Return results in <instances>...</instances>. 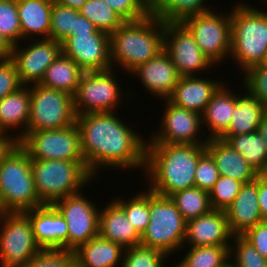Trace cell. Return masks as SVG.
<instances>
[{
	"label": "cell",
	"mask_w": 267,
	"mask_h": 267,
	"mask_svg": "<svg viewBox=\"0 0 267 267\" xmlns=\"http://www.w3.org/2000/svg\"><path fill=\"white\" fill-rule=\"evenodd\" d=\"M225 211L233 236H242L263 221L258 204V176L255 181L242 186L235 200Z\"/></svg>",
	"instance_id": "44dd1931"
},
{
	"label": "cell",
	"mask_w": 267,
	"mask_h": 267,
	"mask_svg": "<svg viewBox=\"0 0 267 267\" xmlns=\"http://www.w3.org/2000/svg\"><path fill=\"white\" fill-rule=\"evenodd\" d=\"M22 86L14 61L10 57L0 58V101Z\"/></svg>",
	"instance_id": "bcb514c9"
},
{
	"label": "cell",
	"mask_w": 267,
	"mask_h": 267,
	"mask_svg": "<svg viewBox=\"0 0 267 267\" xmlns=\"http://www.w3.org/2000/svg\"><path fill=\"white\" fill-rule=\"evenodd\" d=\"M31 89L23 85L0 101V131L18 130L19 139L26 134L30 118Z\"/></svg>",
	"instance_id": "83f0119b"
},
{
	"label": "cell",
	"mask_w": 267,
	"mask_h": 267,
	"mask_svg": "<svg viewBox=\"0 0 267 267\" xmlns=\"http://www.w3.org/2000/svg\"><path fill=\"white\" fill-rule=\"evenodd\" d=\"M222 267H236L230 260L224 264Z\"/></svg>",
	"instance_id": "6f0895ef"
},
{
	"label": "cell",
	"mask_w": 267,
	"mask_h": 267,
	"mask_svg": "<svg viewBox=\"0 0 267 267\" xmlns=\"http://www.w3.org/2000/svg\"><path fill=\"white\" fill-rule=\"evenodd\" d=\"M42 249L24 212H11L0 229V267H24Z\"/></svg>",
	"instance_id": "7c38bea8"
},
{
	"label": "cell",
	"mask_w": 267,
	"mask_h": 267,
	"mask_svg": "<svg viewBox=\"0 0 267 267\" xmlns=\"http://www.w3.org/2000/svg\"><path fill=\"white\" fill-rule=\"evenodd\" d=\"M245 93H236V105L232 113L228 130L220 137L226 140L231 135L248 134L258 131L263 116L267 113V106L259 101L246 88Z\"/></svg>",
	"instance_id": "d4e9b609"
},
{
	"label": "cell",
	"mask_w": 267,
	"mask_h": 267,
	"mask_svg": "<svg viewBox=\"0 0 267 267\" xmlns=\"http://www.w3.org/2000/svg\"><path fill=\"white\" fill-rule=\"evenodd\" d=\"M205 146L215 160L220 175L244 184L256 180L259 173L226 141L220 138H211L208 139Z\"/></svg>",
	"instance_id": "cb8c5ba5"
},
{
	"label": "cell",
	"mask_w": 267,
	"mask_h": 267,
	"mask_svg": "<svg viewBox=\"0 0 267 267\" xmlns=\"http://www.w3.org/2000/svg\"><path fill=\"white\" fill-rule=\"evenodd\" d=\"M27 131L59 129L76 123L74 96L41 84H32Z\"/></svg>",
	"instance_id": "ba28073f"
},
{
	"label": "cell",
	"mask_w": 267,
	"mask_h": 267,
	"mask_svg": "<svg viewBox=\"0 0 267 267\" xmlns=\"http://www.w3.org/2000/svg\"><path fill=\"white\" fill-rule=\"evenodd\" d=\"M83 73L84 71L71 58L61 52L46 69L39 84L74 96Z\"/></svg>",
	"instance_id": "f546056e"
},
{
	"label": "cell",
	"mask_w": 267,
	"mask_h": 267,
	"mask_svg": "<svg viewBox=\"0 0 267 267\" xmlns=\"http://www.w3.org/2000/svg\"><path fill=\"white\" fill-rule=\"evenodd\" d=\"M13 45L0 32V58L11 56Z\"/></svg>",
	"instance_id": "816d5d0a"
},
{
	"label": "cell",
	"mask_w": 267,
	"mask_h": 267,
	"mask_svg": "<svg viewBox=\"0 0 267 267\" xmlns=\"http://www.w3.org/2000/svg\"><path fill=\"white\" fill-rule=\"evenodd\" d=\"M114 68L84 72L74 95L76 116L89 113L114 112L123 96L115 78Z\"/></svg>",
	"instance_id": "30bf717a"
},
{
	"label": "cell",
	"mask_w": 267,
	"mask_h": 267,
	"mask_svg": "<svg viewBox=\"0 0 267 267\" xmlns=\"http://www.w3.org/2000/svg\"><path fill=\"white\" fill-rule=\"evenodd\" d=\"M125 22L146 18L152 13V0H103Z\"/></svg>",
	"instance_id": "7bdbcfd3"
},
{
	"label": "cell",
	"mask_w": 267,
	"mask_h": 267,
	"mask_svg": "<svg viewBox=\"0 0 267 267\" xmlns=\"http://www.w3.org/2000/svg\"><path fill=\"white\" fill-rule=\"evenodd\" d=\"M14 136V137H13ZM20 145L19 137L0 131V164Z\"/></svg>",
	"instance_id": "c3c4849f"
},
{
	"label": "cell",
	"mask_w": 267,
	"mask_h": 267,
	"mask_svg": "<svg viewBox=\"0 0 267 267\" xmlns=\"http://www.w3.org/2000/svg\"><path fill=\"white\" fill-rule=\"evenodd\" d=\"M234 150L260 173L267 161V146L258 131L231 135L225 140Z\"/></svg>",
	"instance_id": "4dcf8cb0"
},
{
	"label": "cell",
	"mask_w": 267,
	"mask_h": 267,
	"mask_svg": "<svg viewBox=\"0 0 267 267\" xmlns=\"http://www.w3.org/2000/svg\"><path fill=\"white\" fill-rule=\"evenodd\" d=\"M52 4L51 0H17L21 40L41 35V39H50Z\"/></svg>",
	"instance_id": "4316f807"
},
{
	"label": "cell",
	"mask_w": 267,
	"mask_h": 267,
	"mask_svg": "<svg viewBox=\"0 0 267 267\" xmlns=\"http://www.w3.org/2000/svg\"><path fill=\"white\" fill-rule=\"evenodd\" d=\"M220 173L215 160L206 150L199 158L195 171V186L209 192L219 179Z\"/></svg>",
	"instance_id": "ee69618b"
},
{
	"label": "cell",
	"mask_w": 267,
	"mask_h": 267,
	"mask_svg": "<svg viewBox=\"0 0 267 267\" xmlns=\"http://www.w3.org/2000/svg\"><path fill=\"white\" fill-rule=\"evenodd\" d=\"M182 22L213 65L231 54V13L224 15L209 11L188 16Z\"/></svg>",
	"instance_id": "8fae6325"
},
{
	"label": "cell",
	"mask_w": 267,
	"mask_h": 267,
	"mask_svg": "<svg viewBox=\"0 0 267 267\" xmlns=\"http://www.w3.org/2000/svg\"><path fill=\"white\" fill-rule=\"evenodd\" d=\"M262 67L267 68V52L264 61L261 64Z\"/></svg>",
	"instance_id": "680465c9"
},
{
	"label": "cell",
	"mask_w": 267,
	"mask_h": 267,
	"mask_svg": "<svg viewBox=\"0 0 267 267\" xmlns=\"http://www.w3.org/2000/svg\"><path fill=\"white\" fill-rule=\"evenodd\" d=\"M243 88L267 106V68L256 65L244 72Z\"/></svg>",
	"instance_id": "f6af8a7d"
},
{
	"label": "cell",
	"mask_w": 267,
	"mask_h": 267,
	"mask_svg": "<svg viewBox=\"0 0 267 267\" xmlns=\"http://www.w3.org/2000/svg\"><path fill=\"white\" fill-rule=\"evenodd\" d=\"M11 212L6 208L4 203L0 200V225L4 224V221L6 217L10 214ZM2 228V226L0 227Z\"/></svg>",
	"instance_id": "11a10c76"
},
{
	"label": "cell",
	"mask_w": 267,
	"mask_h": 267,
	"mask_svg": "<svg viewBox=\"0 0 267 267\" xmlns=\"http://www.w3.org/2000/svg\"><path fill=\"white\" fill-rule=\"evenodd\" d=\"M81 192L66 196L53 204L67 222L70 251H75L82 244L99 236L100 210Z\"/></svg>",
	"instance_id": "5bb4252c"
},
{
	"label": "cell",
	"mask_w": 267,
	"mask_h": 267,
	"mask_svg": "<svg viewBox=\"0 0 267 267\" xmlns=\"http://www.w3.org/2000/svg\"><path fill=\"white\" fill-rule=\"evenodd\" d=\"M260 174H261L265 179H267V161H266V164H265L263 170L260 172Z\"/></svg>",
	"instance_id": "9f6ffc18"
},
{
	"label": "cell",
	"mask_w": 267,
	"mask_h": 267,
	"mask_svg": "<svg viewBox=\"0 0 267 267\" xmlns=\"http://www.w3.org/2000/svg\"><path fill=\"white\" fill-rule=\"evenodd\" d=\"M258 204L263 221H267V179L258 174Z\"/></svg>",
	"instance_id": "681fc988"
},
{
	"label": "cell",
	"mask_w": 267,
	"mask_h": 267,
	"mask_svg": "<svg viewBox=\"0 0 267 267\" xmlns=\"http://www.w3.org/2000/svg\"><path fill=\"white\" fill-rule=\"evenodd\" d=\"M235 105L236 93L222 83L201 114L202 125L211 133L207 139L220 138L228 130Z\"/></svg>",
	"instance_id": "484cf974"
},
{
	"label": "cell",
	"mask_w": 267,
	"mask_h": 267,
	"mask_svg": "<svg viewBox=\"0 0 267 267\" xmlns=\"http://www.w3.org/2000/svg\"><path fill=\"white\" fill-rule=\"evenodd\" d=\"M206 143H146L145 176L149 190L161 196L195 186V171Z\"/></svg>",
	"instance_id": "7a4b0ae2"
},
{
	"label": "cell",
	"mask_w": 267,
	"mask_h": 267,
	"mask_svg": "<svg viewBox=\"0 0 267 267\" xmlns=\"http://www.w3.org/2000/svg\"><path fill=\"white\" fill-rule=\"evenodd\" d=\"M110 48L112 68L118 64L131 74L164 50V22L153 13L125 22L110 35Z\"/></svg>",
	"instance_id": "3957f363"
},
{
	"label": "cell",
	"mask_w": 267,
	"mask_h": 267,
	"mask_svg": "<svg viewBox=\"0 0 267 267\" xmlns=\"http://www.w3.org/2000/svg\"><path fill=\"white\" fill-rule=\"evenodd\" d=\"M168 255L141 244L124 250L121 267H164Z\"/></svg>",
	"instance_id": "8d00e7d4"
},
{
	"label": "cell",
	"mask_w": 267,
	"mask_h": 267,
	"mask_svg": "<svg viewBox=\"0 0 267 267\" xmlns=\"http://www.w3.org/2000/svg\"><path fill=\"white\" fill-rule=\"evenodd\" d=\"M30 45H13L10 58L14 61L22 85L39 84L46 69L60 55L61 43L53 39H33ZM30 83V84H29Z\"/></svg>",
	"instance_id": "e0dca14e"
},
{
	"label": "cell",
	"mask_w": 267,
	"mask_h": 267,
	"mask_svg": "<svg viewBox=\"0 0 267 267\" xmlns=\"http://www.w3.org/2000/svg\"><path fill=\"white\" fill-rule=\"evenodd\" d=\"M24 267H78L74 251L42 249Z\"/></svg>",
	"instance_id": "b9f144b4"
},
{
	"label": "cell",
	"mask_w": 267,
	"mask_h": 267,
	"mask_svg": "<svg viewBox=\"0 0 267 267\" xmlns=\"http://www.w3.org/2000/svg\"><path fill=\"white\" fill-rule=\"evenodd\" d=\"M0 32L12 44H20L21 25L17 0H0Z\"/></svg>",
	"instance_id": "60d3db41"
},
{
	"label": "cell",
	"mask_w": 267,
	"mask_h": 267,
	"mask_svg": "<svg viewBox=\"0 0 267 267\" xmlns=\"http://www.w3.org/2000/svg\"><path fill=\"white\" fill-rule=\"evenodd\" d=\"M61 50L84 72L104 71L112 68L110 35L103 31L69 35L61 43Z\"/></svg>",
	"instance_id": "9a60e30c"
},
{
	"label": "cell",
	"mask_w": 267,
	"mask_h": 267,
	"mask_svg": "<svg viewBox=\"0 0 267 267\" xmlns=\"http://www.w3.org/2000/svg\"><path fill=\"white\" fill-rule=\"evenodd\" d=\"M206 0H152V13L163 22H182L186 17L206 13Z\"/></svg>",
	"instance_id": "1f68e13d"
},
{
	"label": "cell",
	"mask_w": 267,
	"mask_h": 267,
	"mask_svg": "<svg viewBox=\"0 0 267 267\" xmlns=\"http://www.w3.org/2000/svg\"><path fill=\"white\" fill-rule=\"evenodd\" d=\"M24 213L31 221L36 243L41 249L68 250L67 222L53 205H43Z\"/></svg>",
	"instance_id": "ac0fdd59"
},
{
	"label": "cell",
	"mask_w": 267,
	"mask_h": 267,
	"mask_svg": "<svg viewBox=\"0 0 267 267\" xmlns=\"http://www.w3.org/2000/svg\"><path fill=\"white\" fill-rule=\"evenodd\" d=\"M81 149L89 172L97 176L101 167L145 170L146 143L115 112L82 114L76 117Z\"/></svg>",
	"instance_id": "6da1fadb"
},
{
	"label": "cell",
	"mask_w": 267,
	"mask_h": 267,
	"mask_svg": "<svg viewBox=\"0 0 267 267\" xmlns=\"http://www.w3.org/2000/svg\"><path fill=\"white\" fill-rule=\"evenodd\" d=\"M158 132L151 134L147 143L197 144L207 143L208 139H199L201 131V114L173 105L167 99ZM204 139V140H202Z\"/></svg>",
	"instance_id": "2e32d148"
},
{
	"label": "cell",
	"mask_w": 267,
	"mask_h": 267,
	"mask_svg": "<svg viewBox=\"0 0 267 267\" xmlns=\"http://www.w3.org/2000/svg\"><path fill=\"white\" fill-rule=\"evenodd\" d=\"M99 236L119 243L124 249L141 243V235L129 222L125 211L114 200L100 210Z\"/></svg>",
	"instance_id": "603a6c76"
},
{
	"label": "cell",
	"mask_w": 267,
	"mask_h": 267,
	"mask_svg": "<svg viewBox=\"0 0 267 267\" xmlns=\"http://www.w3.org/2000/svg\"><path fill=\"white\" fill-rule=\"evenodd\" d=\"M0 200L10 212L41 207L28 153L19 145L0 164Z\"/></svg>",
	"instance_id": "52a82bcc"
},
{
	"label": "cell",
	"mask_w": 267,
	"mask_h": 267,
	"mask_svg": "<svg viewBox=\"0 0 267 267\" xmlns=\"http://www.w3.org/2000/svg\"><path fill=\"white\" fill-rule=\"evenodd\" d=\"M234 9V10H233ZM231 11L232 60L246 71L261 65L267 52V11L239 2Z\"/></svg>",
	"instance_id": "277c9868"
},
{
	"label": "cell",
	"mask_w": 267,
	"mask_h": 267,
	"mask_svg": "<svg viewBox=\"0 0 267 267\" xmlns=\"http://www.w3.org/2000/svg\"><path fill=\"white\" fill-rule=\"evenodd\" d=\"M232 239L235 244L230 245L229 256L236 267H267V259L248 240L243 236H233Z\"/></svg>",
	"instance_id": "ab89813d"
},
{
	"label": "cell",
	"mask_w": 267,
	"mask_h": 267,
	"mask_svg": "<svg viewBox=\"0 0 267 267\" xmlns=\"http://www.w3.org/2000/svg\"><path fill=\"white\" fill-rule=\"evenodd\" d=\"M230 246L190 247L176 267H222L230 260Z\"/></svg>",
	"instance_id": "836d02e7"
},
{
	"label": "cell",
	"mask_w": 267,
	"mask_h": 267,
	"mask_svg": "<svg viewBox=\"0 0 267 267\" xmlns=\"http://www.w3.org/2000/svg\"><path fill=\"white\" fill-rule=\"evenodd\" d=\"M221 81L199 76H182L167 100L175 106L202 114Z\"/></svg>",
	"instance_id": "7402d4cb"
},
{
	"label": "cell",
	"mask_w": 267,
	"mask_h": 267,
	"mask_svg": "<svg viewBox=\"0 0 267 267\" xmlns=\"http://www.w3.org/2000/svg\"><path fill=\"white\" fill-rule=\"evenodd\" d=\"M242 236L248 240L264 258L267 259V221H261Z\"/></svg>",
	"instance_id": "7dc6e473"
},
{
	"label": "cell",
	"mask_w": 267,
	"mask_h": 267,
	"mask_svg": "<svg viewBox=\"0 0 267 267\" xmlns=\"http://www.w3.org/2000/svg\"><path fill=\"white\" fill-rule=\"evenodd\" d=\"M232 237L226 211L211 210L205 215L186 221L184 243H189L190 247L230 246Z\"/></svg>",
	"instance_id": "d6986e66"
},
{
	"label": "cell",
	"mask_w": 267,
	"mask_h": 267,
	"mask_svg": "<svg viewBox=\"0 0 267 267\" xmlns=\"http://www.w3.org/2000/svg\"><path fill=\"white\" fill-rule=\"evenodd\" d=\"M124 250L119 243L97 236L79 246L74 254L78 267H116L122 266Z\"/></svg>",
	"instance_id": "f1b7e54d"
},
{
	"label": "cell",
	"mask_w": 267,
	"mask_h": 267,
	"mask_svg": "<svg viewBox=\"0 0 267 267\" xmlns=\"http://www.w3.org/2000/svg\"><path fill=\"white\" fill-rule=\"evenodd\" d=\"M53 3L80 10L87 0H51Z\"/></svg>",
	"instance_id": "f5cc1de1"
},
{
	"label": "cell",
	"mask_w": 267,
	"mask_h": 267,
	"mask_svg": "<svg viewBox=\"0 0 267 267\" xmlns=\"http://www.w3.org/2000/svg\"><path fill=\"white\" fill-rule=\"evenodd\" d=\"M79 14L91 21L98 30L109 35L125 23L103 0H87Z\"/></svg>",
	"instance_id": "e575fe53"
},
{
	"label": "cell",
	"mask_w": 267,
	"mask_h": 267,
	"mask_svg": "<svg viewBox=\"0 0 267 267\" xmlns=\"http://www.w3.org/2000/svg\"><path fill=\"white\" fill-rule=\"evenodd\" d=\"M183 218L188 221L209 213L212 208L209 192L196 186L178 191L170 196Z\"/></svg>",
	"instance_id": "d6a6232c"
},
{
	"label": "cell",
	"mask_w": 267,
	"mask_h": 267,
	"mask_svg": "<svg viewBox=\"0 0 267 267\" xmlns=\"http://www.w3.org/2000/svg\"><path fill=\"white\" fill-rule=\"evenodd\" d=\"M31 168L43 205H53L59 199L79 193L94 177L85 161L31 160Z\"/></svg>",
	"instance_id": "5b68a950"
},
{
	"label": "cell",
	"mask_w": 267,
	"mask_h": 267,
	"mask_svg": "<svg viewBox=\"0 0 267 267\" xmlns=\"http://www.w3.org/2000/svg\"><path fill=\"white\" fill-rule=\"evenodd\" d=\"M258 132L261 134L267 146V113L263 116L262 121L260 122Z\"/></svg>",
	"instance_id": "db71d44e"
},
{
	"label": "cell",
	"mask_w": 267,
	"mask_h": 267,
	"mask_svg": "<svg viewBox=\"0 0 267 267\" xmlns=\"http://www.w3.org/2000/svg\"><path fill=\"white\" fill-rule=\"evenodd\" d=\"M20 146L31 160L85 161L77 124L59 129L27 131Z\"/></svg>",
	"instance_id": "9c48e42d"
},
{
	"label": "cell",
	"mask_w": 267,
	"mask_h": 267,
	"mask_svg": "<svg viewBox=\"0 0 267 267\" xmlns=\"http://www.w3.org/2000/svg\"><path fill=\"white\" fill-rule=\"evenodd\" d=\"M131 73L142 81L143 87L151 95L157 96L163 101L172 94L181 77L172 59L164 50Z\"/></svg>",
	"instance_id": "ffe728a7"
},
{
	"label": "cell",
	"mask_w": 267,
	"mask_h": 267,
	"mask_svg": "<svg viewBox=\"0 0 267 267\" xmlns=\"http://www.w3.org/2000/svg\"><path fill=\"white\" fill-rule=\"evenodd\" d=\"M78 15L79 10L53 3L50 39L62 43L74 31L75 20Z\"/></svg>",
	"instance_id": "74e56055"
},
{
	"label": "cell",
	"mask_w": 267,
	"mask_h": 267,
	"mask_svg": "<svg viewBox=\"0 0 267 267\" xmlns=\"http://www.w3.org/2000/svg\"><path fill=\"white\" fill-rule=\"evenodd\" d=\"M124 211L129 222L142 235L150 222L149 189L135 194L129 201L120 197L114 200Z\"/></svg>",
	"instance_id": "d590c367"
},
{
	"label": "cell",
	"mask_w": 267,
	"mask_h": 267,
	"mask_svg": "<svg viewBox=\"0 0 267 267\" xmlns=\"http://www.w3.org/2000/svg\"><path fill=\"white\" fill-rule=\"evenodd\" d=\"M164 51L181 77L196 76L200 71L213 68L183 22H164Z\"/></svg>",
	"instance_id": "4fadbf2b"
},
{
	"label": "cell",
	"mask_w": 267,
	"mask_h": 267,
	"mask_svg": "<svg viewBox=\"0 0 267 267\" xmlns=\"http://www.w3.org/2000/svg\"><path fill=\"white\" fill-rule=\"evenodd\" d=\"M150 222L141 235V245L168 256L184 247L186 220L170 197L149 190Z\"/></svg>",
	"instance_id": "8992f818"
},
{
	"label": "cell",
	"mask_w": 267,
	"mask_h": 267,
	"mask_svg": "<svg viewBox=\"0 0 267 267\" xmlns=\"http://www.w3.org/2000/svg\"><path fill=\"white\" fill-rule=\"evenodd\" d=\"M97 30L98 29L91 21L79 14L75 20L74 31H72L70 35L92 34Z\"/></svg>",
	"instance_id": "f907efd6"
},
{
	"label": "cell",
	"mask_w": 267,
	"mask_h": 267,
	"mask_svg": "<svg viewBox=\"0 0 267 267\" xmlns=\"http://www.w3.org/2000/svg\"><path fill=\"white\" fill-rule=\"evenodd\" d=\"M243 185V182L220 175L213 188L209 191L212 210L225 211L235 200Z\"/></svg>",
	"instance_id": "f35d334b"
}]
</instances>
